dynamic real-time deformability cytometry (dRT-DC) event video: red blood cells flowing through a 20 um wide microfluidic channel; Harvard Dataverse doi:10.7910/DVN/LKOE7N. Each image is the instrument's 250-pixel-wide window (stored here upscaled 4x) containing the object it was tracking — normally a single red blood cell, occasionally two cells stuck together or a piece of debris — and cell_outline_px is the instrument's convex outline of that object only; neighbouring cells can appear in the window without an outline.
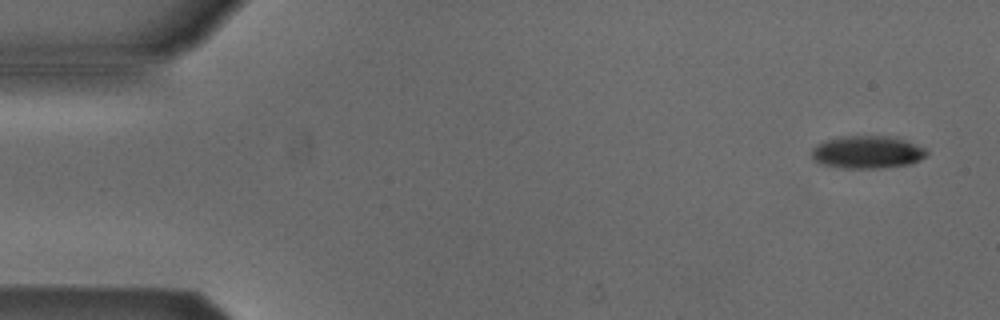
{"species": "Egyptian fruit bat (a non-hibernating species)", "species_latin": "Rousettus aegyptiacus", "temperature_condition": "cold", "stored_images_in_passage": 4, "camera_frame_rate_fps": 3000, "um_per_image_px": 0.085, "animal": {"sex": "male"}, "frame": {"image": 1, "passage_image": 1, "time_ms": 0.0, "image_size_px": [1000, 320], "cell_outline_px": [[928, 152], [924, 156], [908, 164], [876, 168], [840, 168], [820, 164], [812, 160], [812, 148], [816, 144], [840, 136], [896, 136], [924, 148]], "centroid_in_image_um": [73.65, 12.92], "position_along_channel_um": 11.3, "area_um2": 21.79}}
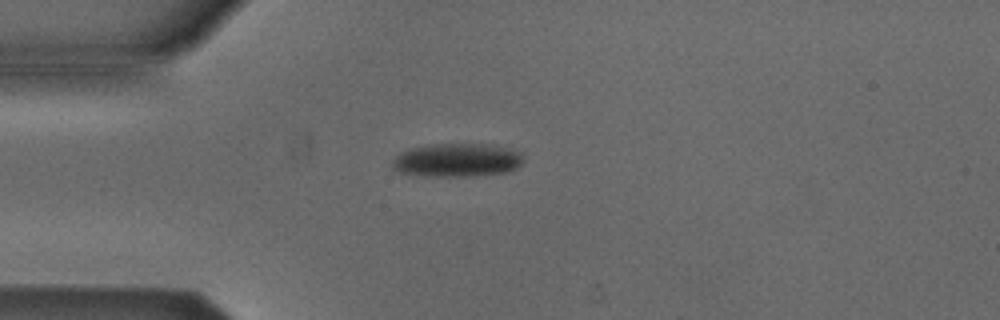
{"frame": {"image": 2, "passage_image": 4, "time_ms": 3.667, "image_size_px": [1000, 320], "cell_outline_px": [[524, 160], [516, 168], [504, 172], [472, 176], [420, 176], [400, 172], [392, 168], [392, 160], [400, 152], [412, 148], [436, 144], [484, 144], [508, 148], [520, 152]], "centroid_in_image_um": [38.82, 13.62], "position_along_channel_um": 46.2, "area_um2": 25.43}}